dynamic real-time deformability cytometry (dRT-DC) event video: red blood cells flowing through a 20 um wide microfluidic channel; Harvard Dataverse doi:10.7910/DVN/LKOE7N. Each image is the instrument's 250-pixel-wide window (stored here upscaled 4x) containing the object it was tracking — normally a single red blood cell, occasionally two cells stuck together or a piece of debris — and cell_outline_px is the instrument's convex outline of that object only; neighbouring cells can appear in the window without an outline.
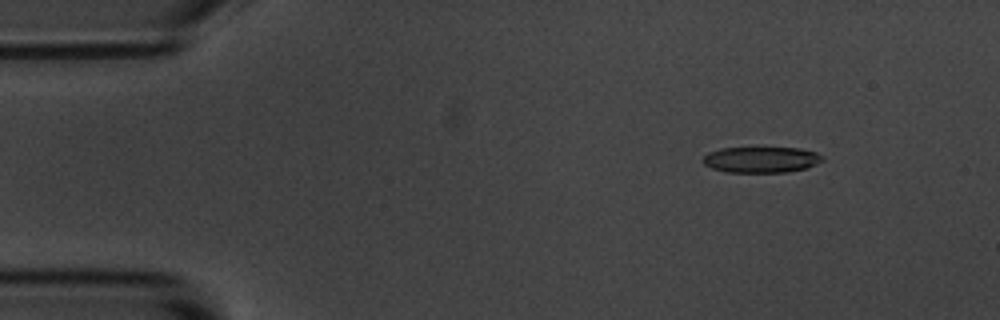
{"species": "common noctule bat (a hibernating species)", "species_latin": "Nyctalus noctula", "temperature_condition": "room temperature", "stored_images_in_passage": 5, "segment_of_instrument_passage": [1, 2], "camera_frame_rate_fps": 3000, "um_per_image_px": 0.085, "animal": {"sex": "male", "body_mass_g": 20.1, "forearm_length_mm": 53.5}, "frame": {"image": 1, "passage_image": 2, "time_ms": 1.333, "image_size_px": [1000, 320], "cell_outline_px": [[824, 160], [804, 168], [788, 172], [728, 172], [712, 168], [704, 164], [704, 156], [708, 152], [720, 148], [800, 148], [816, 152], [824, 156]], "centroid_in_image_um": [64.71, 13.56], "position_along_channel_um": 20.3, "area_um2": 17.92}}
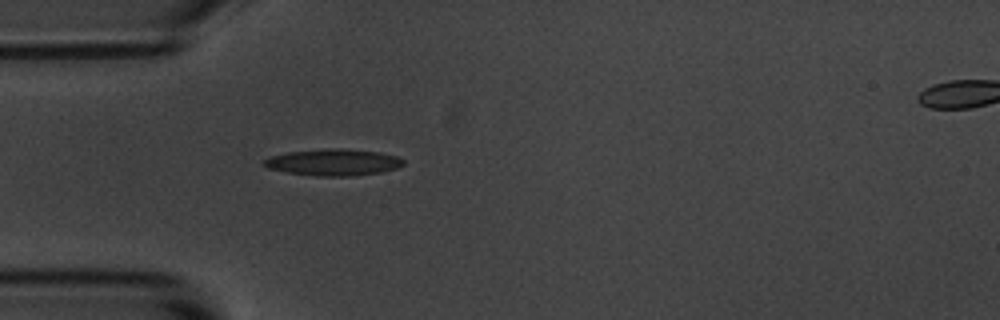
{"frame": {"image": 2, "passage_image": 4, "time_ms": 4.333, "image_size_px": [1000, 320], "cell_outline_px": [[404, 164], [396, 168], [380, 172], [352, 176], [316, 176], [288, 172], [268, 168], [264, 164], [264, 160], [268, 156], [288, 152], [324, 148], [340, 148], [380, 152], [396, 156], [404, 160]], "centroid_in_image_um": [28.33, 13.78], "position_along_channel_um": 56.7, "area_um2": 21.56}}